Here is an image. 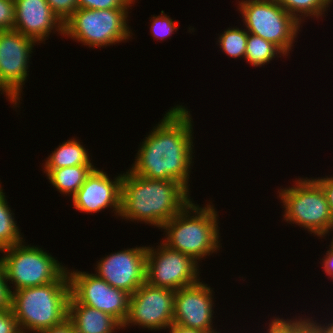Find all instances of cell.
<instances>
[{
  "label": "cell",
  "instance_id": "cell-1",
  "mask_svg": "<svg viewBox=\"0 0 333 333\" xmlns=\"http://www.w3.org/2000/svg\"><path fill=\"white\" fill-rule=\"evenodd\" d=\"M185 106L171 107L141 143L130 171L145 178L178 181L189 191L193 121Z\"/></svg>",
  "mask_w": 333,
  "mask_h": 333
},
{
  "label": "cell",
  "instance_id": "cell-2",
  "mask_svg": "<svg viewBox=\"0 0 333 333\" xmlns=\"http://www.w3.org/2000/svg\"><path fill=\"white\" fill-rule=\"evenodd\" d=\"M189 193L178 181L145 178L128 170L121 180L119 216L160 229L192 201Z\"/></svg>",
  "mask_w": 333,
  "mask_h": 333
},
{
  "label": "cell",
  "instance_id": "cell-3",
  "mask_svg": "<svg viewBox=\"0 0 333 333\" xmlns=\"http://www.w3.org/2000/svg\"><path fill=\"white\" fill-rule=\"evenodd\" d=\"M11 293V309L21 333H40L68 318L71 289L67 271L55 282Z\"/></svg>",
  "mask_w": 333,
  "mask_h": 333
},
{
  "label": "cell",
  "instance_id": "cell-4",
  "mask_svg": "<svg viewBox=\"0 0 333 333\" xmlns=\"http://www.w3.org/2000/svg\"><path fill=\"white\" fill-rule=\"evenodd\" d=\"M190 201L161 229L166 232L163 243L169 248L190 256L195 262L219 250L218 214L214 205L200 207ZM192 214V215H191ZM203 258V259H201Z\"/></svg>",
  "mask_w": 333,
  "mask_h": 333
},
{
  "label": "cell",
  "instance_id": "cell-5",
  "mask_svg": "<svg viewBox=\"0 0 333 333\" xmlns=\"http://www.w3.org/2000/svg\"><path fill=\"white\" fill-rule=\"evenodd\" d=\"M279 190L277 197L283 203L287 223H295L321 238L331 232L333 215L326 194L315 178H299L293 187Z\"/></svg>",
  "mask_w": 333,
  "mask_h": 333
},
{
  "label": "cell",
  "instance_id": "cell-6",
  "mask_svg": "<svg viewBox=\"0 0 333 333\" xmlns=\"http://www.w3.org/2000/svg\"><path fill=\"white\" fill-rule=\"evenodd\" d=\"M128 12V9L78 8L65 21L63 36L91 48L125 42L133 34L127 24Z\"/></svg>",
  "mask_w": 333,
  "mask_h": 333
},
{
  "label": "cell",
  "instance_id": "cell-7",
  "mask_svg": "<svg viewBox=\"0 0 333 333\" xmlns=\"http://www.w3.org/2000/svg\"><path fill=\"white\" fill-rule=\"evenodd\" d=\"M24 243L1 250L0 263L13 291L55 282L67 271L50 253Z\"/></svg>",
  "mask_w": 333,
  "mask_h": 333
},
{
  "label": "cell",
  "instance_id": "cell-8",
  "mask_svg": "<svg viewBox=\"0 0 333 333\" xmlns=\"http://www.w3.org/2000/svg\"><path fill=\"white\" fill-rule=\"evenodd\" d=\"M238 7L248 33L272 42L288 56L301 23L275 0H241Z\"/></svg>",
  "mask_w": 333,
  "mask_h": 333
},
{
  "label": "cell",
  "instance_id": "cell-9",
  "mask_svg": "<svg viewBox=\"0 0 333 333\" xmlns=\"http://www.w3.org/2000/svg\"><path fill=\"white\" fill-rule=\"evenodd\" d=\"M157 247L147 246L146 282L149 285L177 291L200 280L198 263L190 256L163 242Z\"/></svg>",
  "mask_w": 333,
  "mask_h": 333
},
{
  "label": "cell",
  "instance_id": "cell-10",
  "mask_svg": "<svg viewBox=\"0 0 333 333\" xmlns=\"http://www.w3.org/2000/svg\"><path fill=\"white\" fill-rule=\"evenodd\" d=\"M175 291L143 283L129 299L128 315L122 325L161 330L173 324Z\"/></svg>",
  "mask_w": 333,
  "mask_h": 333
},
{
  "label": "cell",
  "instance_id": "cell-11",
  "mask_svg": "<svg viewBox=\"0 0 333 333\" xmlns=\"http://www.w3.org/2000/svg\"><path fill=\"white\" fill-rule=\"evenodd\" d=\"M67 272L71 295L80 304L108 313L123 325L128 315L130 294L110 286L94 273L69 269Z\"/></svg>",
  "mask_w": 333,
  "mask_h": 333
},
{
  "label": "cell",
  "instance_id": "cell-12",
  "mask_svg": "<svg viewBox=\"0 0 333 333\" xmlns=\"http://www.w3.org/2000/svg\"><path fill=\"white\" fill-rule=\"evenodd\" d=\"M146 253V246L111 253L97 262L95 273L110 286L132 295L146 282Z\"/></svg>",
  "mask_w": 333,
  "mask_h": 333
},
{
  "label": "cell",
  "instance_id": "cell-13",
  "mask_svg": "<svg viewBox=\"0 0 333 333\" xmlns=\"http://www.w3.org/2000/svg\"><path fill=\"white\" fill-rule=\"evenodd\" d=\"M36 43L19 31H0V80L19 100Z\"/></svg>",
  "mask_w": 333,
  "mask_h": 333
},
{
  "label": "cell",
  "instance_id": "cell-14",
  "mask_svg": "<svg viewBox=\"0 0 333 333\" xmlns=\"http://www.w3.org/2000/svg\"><path fill=\"white\" fill-rule=\"evenodd\" d=\"M212 292V288L200 280L175 291L173 323L207 333H220L213 329Z\"/></svg>",
  "mask_w": 333,
  "mask_h": 333
},
{
  "label": "cell",
  "instance_id": "cell-15",
  "mask_svg": "<svg viewBox=\"0 0 333 333\" xmlns=\"http://www.w3.org/2000/svg\"><path fill=\"white\" fill-rule=\"evenodd\" d=\"M122 174L112 180L108 174L94 168L85 183L71 197L73 207L85 213H97L106 208H113L115 215L120 214Z\"/></svg>",
  "mask_w": 333,
  "mask_h": 333
},
{
  "label": "cell",
  "instance_id": "cell-16",
  "mask_svg": "<svg viewBox=\"0 0 333 333\" xmlns=\"http://www.w3.org/2000/svg\"><path fill=\"white\" fill-rule=\"evenodd\" d=\"M14 3V30L35 40L37 44L48 40L52 30L64 34V23L46 0H14Z\"/></svg>",
  "mask_w": 333,
  "mask_h": 333
},
{
  "label": "cell",
  "instance_id": "cell-17",
  "mask_svg": "<svg viewBox=\"0 0 333 333\" xmlns=\"http://www.w3.org/2000/svg\"><path fill=\"white\" fill-rule=\"evenodd\" d=\"M68 318L76 333H114L122 328V324L113 316L80 304L72 295L68 302Z\"/></svg>",
  "mask_w": 333,
  "mask_h": 333
},
{
  "label": "cell",
  "instance_id": "cell-18",
  "mask_svg": "<svg viewBox=\"0 0 333 333\" xmlns=\"http://www.w3.org/2000/svg\"><path fill=\"white\" fill-rule=\"evenodd\" d=\"M95 168L94 165H77L59 169H43L50 184L67 196H73L85 183L87 176Z\"/></svg>",
  "mask_w": 333,
  "mask_h": 333
},
{
  "label": "cell",
  "instance_id": "cell-19",
  "mask_svg": "<svg viewBox=\"0 0 333 333\" xmlns=\"http://www.w3.org/2000/svg\"><path fill=\"white\" fill-rule=\"evenodd\" d=\"M89 153L76 138L63 142L49 155L44 169H59L77 165H92Z\"/></svg>",
  "mask_w": 333,
  "mask_h": 333
},
{
  "label": "cell",
  "instance_id": "cell-20",
  "mask_svg": "<svg viewBox=\"0 0 333 333\" xmlns=\"http://www.w3.org/2000/svg\"><path fill=\"white\" fill-rule=\"evenodd\" d=\"M14 218V213L0 186V252L24 240Z\"/></svg>",
  "mask_w": 333,
  "mask_h": 333
},
{
  "label": "cell",
  "instance_id": "cell-21",
  "mask_svg": "<svg viewBox=\"0 0 333 333\" xmlns=\"http://www.w3.org/2000/svg\"><path fill=\"white\" fill-rule=\"evenodd\" d=\"M285 56L284 53L272 42H269L259 36L248 33L247 48L245 52V60L254 67H262L268 64L276 56Z\"/></svg>",
  "mask_w": 333,
  "mask_h": 333
},
{
  "label": "cell",
  "instance_id": "cell-22",
  "mask_svg": "<svg viewBox=\"0 0 333 333\" xmlns=\"http://www.w3.org/2000/svg\"><path fill=\"white\" fill-rule=\"evenodd\" d=\"M299 23L304 22V17H323L324 12L332 4L331 0H275ZM301 14V15H300ZM303 19H302V18Z\"/></svg>",
  "mask_w": 333,
  "mask_h": 333
},
{
  "label": "cell",
  "instance_id": "cell-23",
  "mask_svg": "<svg viewBox=\"0 0 333 333\" xmlns=\"http://www.w3.org/2000/svg\"><path fill=\"white\" fill-rule=\"evenodd\" d=\"M248 32L246 29L237 27L228 28L218 38V43L222 52L237 59L245 58L247 48Z\"/></svg>",
  "mask_w": 333,
  "mask_h": 333
},
{
  "label": "cell",
  "instance_id": "cell-24",
  "mask_svg": "<svg viewBox=\"0 0 333 333\" xmlns=\"http://www.w3.org/2000/svg\"><path fill=\"white\" fill-rule=\"evenodd\" d=\"M150 20L152 21L150 29L154 39H161L163 41L165 38H168V36H171L172 33L174 34V32L178 30V22L173 21L170 16L164 14L163 10L160 15H153Z\"/></svg>",
  "mask_w": 333,
  "mask_h": 333
},
{
  "label": "cell",
  "instance_id": "cell-25",
  "mask_svg": "<svg viewBox=\"0 0 333 333\" xmlns=\"http://www.w3.org/2000/svg\"><path fill=\"white\" fill-rule=\"evenodd\" d=\"M135 0H78V8L83 9H129Z\"/></svg>",
  "mask_w": 333,
  "mask_h": 333
},
{
  "label": "cell",
  "instance_id": "cell-26",
  "mask_svg": "<svg viewBox=\"0 0 333 333\" xmlns=\"http://www.w3.org/2000/svg\"><path fill=\"white\" fill-rule=\"evenodd\" d=\"M51 10L63 22L78 9V0H46Z\"/></svg>",
  "mask_w": 333,
  "mask_h": 333
},
{
  "label": "cell",
  "instance_id": "cell-27",
  "mask_svg": "<svg viewBox=\"0 0 333 333\" xmlns=\"http://www.w3.org/2000/svg\"><path fill=\"white\" fill-rule=\"evenodd\" d=\"M14 0H0V31L14 30Z\"/></svg>",
  "mask_w": 333,
  "mask_h": 333
},
{
  "label": "cell",
  "instance_id": "cell-28",
  "mask_svg": "<svg viewBox=\"0 0 333 333\" xmlns=\"http://www.w3.org/2000/svg\"><path fill=\"white\" fill-rule=\"evenodd\" d=\"M0 333H21L12 309L0 311Z\"/></svg>",
  "mask_w": 333,
  "mask_h": 333
},
{
  "label": "cell",
  "instance_id": "cell-29",
  "mask_svg": "<svg viewBox=\"0 0 333 333\" xmlns=\"http://www.w3.org/2000/svg\"><path fill=\"white\" fill-rule=\"evenodd\" d=\"M12 287L8 285L4 268L0 263V311L11 309Z\"/></svg>",
  "mask_w": 333,
  "mask_h": 333
},
{
  "label": "cell",
  "instance_id": "cell-30",
  "mask_svg": "<svg viewBox=\"0 0 333 333\" xmlns=\"http://www.w3.org/2000/svg\"><path fill=\"white\" fill-rule=\"evenodd\" d=\"M271 320L268 325V333H296V318L284 320L277 318Z\"/></svg>",
  "mask_w": 333,
  "mask_h": 333
},
{
  "label": "cell",
  "instance_id": "cell-31",
  "mask_svg": "<svg viewBox=\"0 0 333 333\" xmlns=\"http://www.w3.org/2000/svg\"><path fill=\"white\" fill-rule=\"evenodd\" d=\"M316 320L309 318H296V333H321L320 327L316 324Z\"/></svg>",
  "mask_w": 333,
  "mask_h": 333
},
{
  "label": "cell",
  "instance_id": "cell-32",
  "mask_svg": "<svg viewBox=\"0 0 333 333\" xmlns=\"http://www.w3.org/2000/svg\"><path fill=\"white\" fill-rule=\"evenodd\" d=\"M315 180L322 186L333 215V176L331 177L326 176L325 178L318 177Z\"/></svg>",
  "mask_w": 333,
  "mask_h": 333
},
{
  "label": "cell",
  "instance_id": "cell-33",
  "mask_svg": "<svg viewBox=\"0 0 333 333\" xmlns=\"http://www.w3.org/2000/svg\"><path fill=\"white\" fill-rule=\"evenodd\" d=\"M40 333H76L75 327L69 318H66L58 325H54Z\"/></svg>",
  "mask_w": 333,
  "mask_h": 333
},
{
  "label": "cell",
  "instance_id": "cell-34",
  "mask_svg": "<svg viewBox=\"0 0 333 333\" xmlns=\"http://www.w3.org/2000/svg\"><path fill=\"white\" fill-rule=\"evenodd\" d=\"M329 250L326 251L324 259L322 258V265L324 272L333 279V247L329 245Z\"/></svg>",
  "mask_w": 333,
  "mask_h": 333
},
{
  "label": "cell",
  "instance_id": "cell-35",
  "mask_svg": "<svg viewBox=\"0 0 333 333\" xmlns=\"http://www.w3.org/2000/svg\"><path fill=\"white\" fill-rule=\"evenodd\" d=\"M168 330L170 333H207L199 329L189 328L178 324H172Z\"/></svg>",
  "mask_w": 333,
  "mask_h": 333
},
{
  "label": "cell",
  "instance_id": "cell-36",
  "mask_svg": "<svg viewBox=\"0 0 333 333\" xmlns=\"http://www.w3.org/2000/svg\"><path fill=\"white\" fill-rule=\"evenodd\" d=\"M0 91L5 94V96L9 99L11 104H14V107H17L20 103V100L1 82L0 80ZM17 105V106H16Z\"/></svg>",
  "mask_w": 333,
  "mask_h": 333
},
{
  "label": "cell",
  "instance_id": "cell-37",
  "mask_svg": "<svg viewBox=\"0 0 333 333\" xmlns=\"http://www.w3.org/2000/svg\"><path fill=\"white\" fill-rule=\"evenodd\" d=\"M320 329H321V333H333V321L332 323H325V324H319L318 322L316 323Z\"/></svg>",
  "mask_w": 333,
  "mask_h": 333
},
{
  "label": "cell",
  "instance_id": "cell-38",
  "mask_svg": "<svg viewBox=\"0 0 333 333\" xmlns=\"http://www.w3.org/2000/svg\"><path fill=\"white\" fill-rule=\"evenodd\" d=\"M331 231H333V229H332ZM331 241H332V242H331V244H330V245L333 247V238H332V240H331Z\"/></svg>",
  "mask_w": 333,
  "mask_h": 333
}]
</instances>
